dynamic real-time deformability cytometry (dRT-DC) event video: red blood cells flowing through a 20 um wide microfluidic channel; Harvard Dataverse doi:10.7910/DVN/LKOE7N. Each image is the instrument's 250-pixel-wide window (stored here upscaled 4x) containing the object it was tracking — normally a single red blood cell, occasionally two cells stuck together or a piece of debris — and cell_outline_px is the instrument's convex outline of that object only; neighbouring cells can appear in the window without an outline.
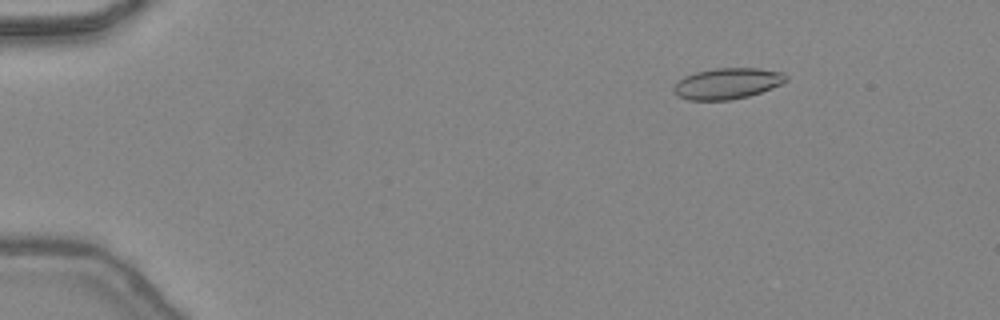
{"species": "common noctule bat (a hibernating species)", "species_latin": "Nyctalus noctula", "temperature_condition": "warm", "stored_images_in_passage": 48, "camera_frame_rate_fps": 3000, "um_per_image_px": 0.085, "animal": {"sex": "female", "body_mass_g": 24.6, "forearm_length_mm": 56.2}, "frame": {"image": 1, "passage_image": 8, "time_ms": 2.333, "image_size_px": [1000, 320], "cell_outline_px": [[788, 80], [772, 88], [748, 96], [728, 100], [688, 100], [680, 96], [672, 88], [676, 80], [684, 76], [696, 72], [716, 68], [760, 68], [784, 72], [788, 76]], "centroid_in_image_um": [61.83, 7.08], "position_along_channel_um": 23.2, "area_um2": 20.35}}
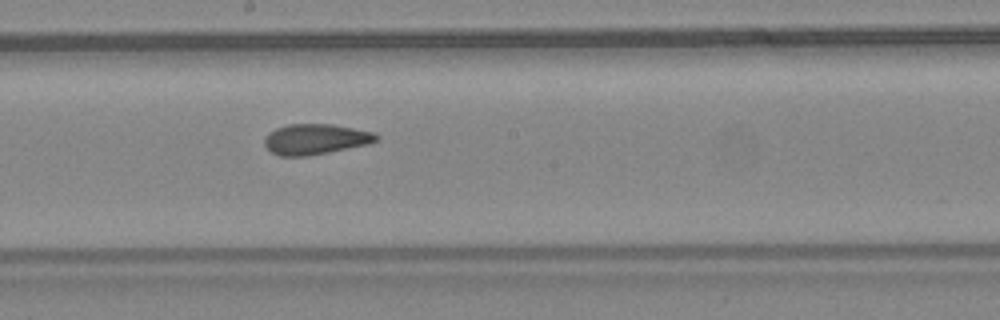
{"frame": {"image": 2, "passage_image": 28, "time_ms": 9.0, "image_size_px": [1000, 320], "cell_outline_px": [[380, 136], [376, 140], [368, 144], [308, 156], [280, 156], [272, 152], [264, 144], [264, 140], [268, 132], [276, 128], [288, 124], [332, 124], [376, 132]], "centroid_in_image_um": [26.82, 11.82], "position_along_channel_um": 221.4, "area_um2": 19.88}}
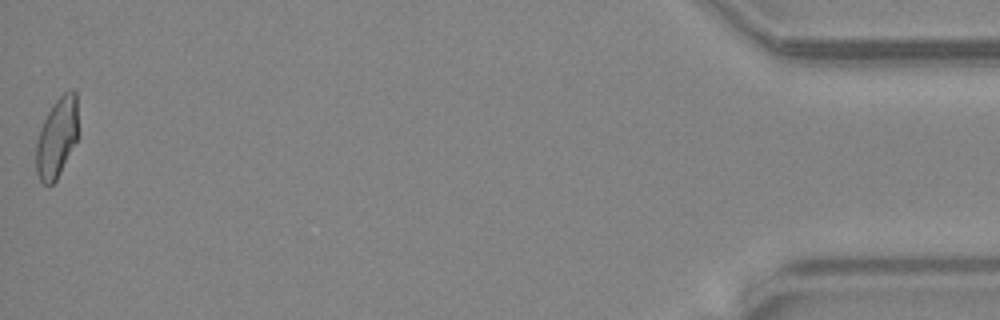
{"frame": {"image": 3, "passage_image": 48, "time_ms": 15.667, "image_size_px": [1000, 320], "cell_outline_px": [[80, 136], [56, 180], [48, 188], [40, 180], [36, 172], [36, 144], [40, 128], [52, 104], [64, 92], [72, 88], [76, 92]], "centroid_in_image_um": [4.88, 11.68], "position_along_channel_um": 430.3, "area_um2": 20.17}, "authors_computed_cell_mechanics": {"area_um2": 19.9988, "velocity_mm_per_s": 4.468, "shape_relaxation_time_tau1_ms": null, "shape_relaxation_time_tau2_ms": 1.8193, "deformation_change_tau1": null, "deformation_change_tau2": 0.0765}}